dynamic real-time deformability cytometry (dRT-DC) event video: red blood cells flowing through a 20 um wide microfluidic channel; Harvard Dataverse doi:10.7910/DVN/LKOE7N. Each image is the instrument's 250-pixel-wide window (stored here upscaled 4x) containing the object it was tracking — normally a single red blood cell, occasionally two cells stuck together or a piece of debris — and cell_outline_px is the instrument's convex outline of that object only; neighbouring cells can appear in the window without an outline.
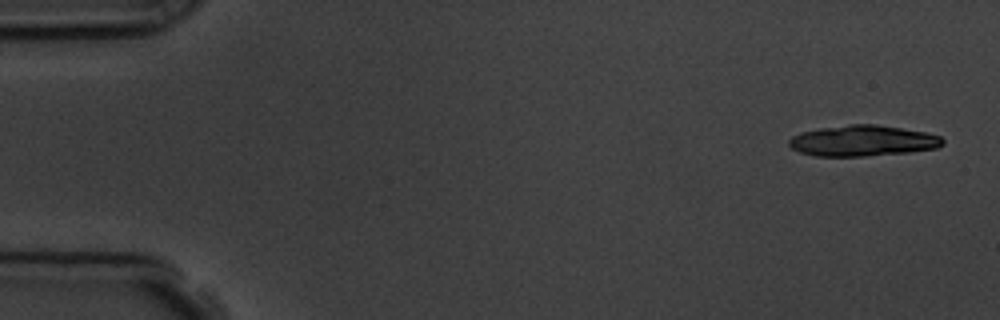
{"species": "common noctule bat (a hibernating species)", "species_latin": "Nyctalus noctula", "temperature_condition": "room temperature", "stored_images_in_passage": 6, "segment_of_instrument_passage": [1, 2], "camera_frame_rate_fps": 3000, "um_per_image_px": 0.085, "animal": {"sex": "male", "body_mass_g": 19.5, "forearm_length_mm": 54.6}, "frame": {"image": 1, "passage_image": 1, "time_ms": 0.0, "image_size_px": [1000, 320], "cell_outline_px": [[944, 144], [936, 148], [908, 152], [864, 156], [816, 156], [800, 152], [792, 148], [788, 144], [788, 140], [792, 136], [800, 132], [820, 128], [848, 124], [876, 124], [924, 132], [940, 136], [944, 140]], "centroid_in_image_um": [73.3, 11.96], "position_along_channel_um": 11.7, "area_um2": 27.57}}